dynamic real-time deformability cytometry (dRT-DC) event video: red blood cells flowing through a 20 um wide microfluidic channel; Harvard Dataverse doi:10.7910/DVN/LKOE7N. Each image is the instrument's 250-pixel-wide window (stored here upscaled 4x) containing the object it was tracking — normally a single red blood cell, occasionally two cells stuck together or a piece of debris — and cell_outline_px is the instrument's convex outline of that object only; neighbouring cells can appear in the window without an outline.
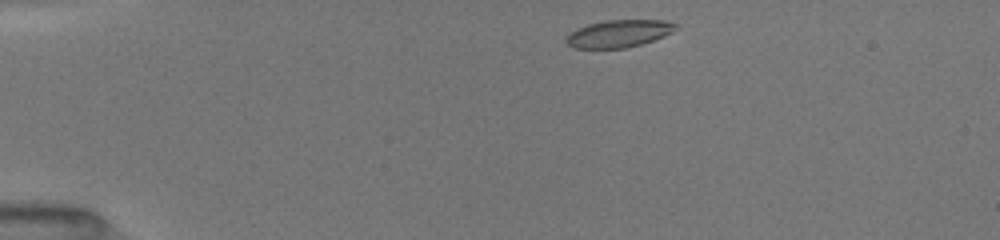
{"species": "common noctule bat (a hibernating species)", "species_latin": "Nyctalus noctula", "temperature_condition": "room temperature", "stored_images_in_passage": 42, "camera_frame_rate_fps": 3000, "um_per_image_px": 0.085, "animal": {"sex": "female", "body_mass_g": 19.5, "forearm_length_mm": 54.1}, "frame": {"image": 1, "passage_image": 1, "time_ms": 0.0, "image_size_px": [1000, 240], "cell_outline_px": [[676, 28], [672, 32], [664, 36], [640, 44], [624, 48], [576, 48], [568, 44], [564, 40], [564, 36], [576, 28], [588, 24], [604, 20], [664, 20], [676, 24]], "centroid_in_image_um": [52.54, 2.85], "position_along_channel_um": 32.5, "area_um2": 17.46}}
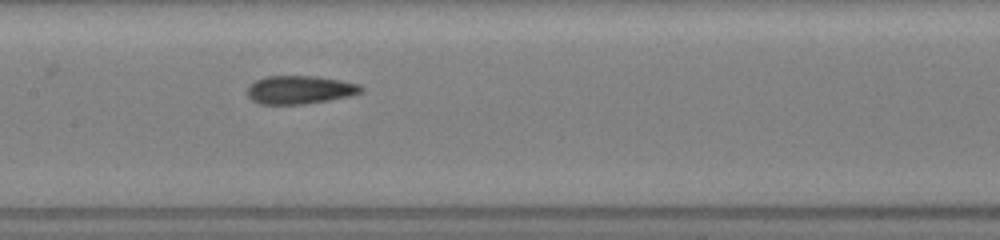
{"frame": {"image": 2, "passage_image": 17, "time_ms": 5.333, "image_size_px": [1000, 240], "cell_outline_px": [[364, 92], [348, 96], [328, 100], [304, 104], [260, 104], [252, 100], [248, 96], [248, 84], [264, 76], [316, 76], [340, 80], [360, 84], [364, 88]], "centroid_in_image_um": [25.49, 7.62], "position_along_channel_um": 181.9, "area_um2": 18.84}}
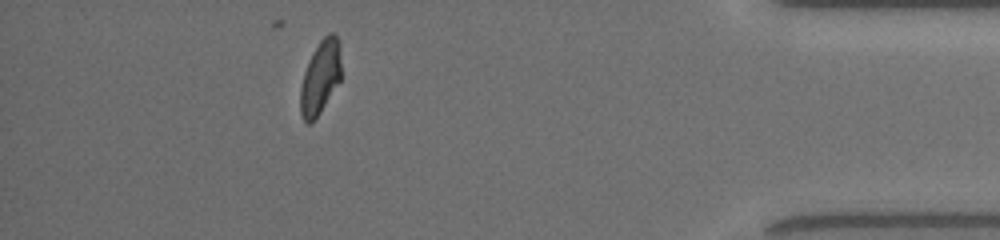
{"frame": {"image": 3, "passage_image": 37, "time_ms": 12.0, "image_size_px": [1000, 240], "cell_outline_px": [[340, 80], [320, 112], [308, 124], [304, 120], [300, 112], [300, 88], [304, 72], [320, 40], [328, 32], [332, 32], [340, 40]], "centroid_in_image_um": [27.23, 6.54], "position_along_channel_um": 408.0, "area_um2": 17.11}, "authors_computed_cell_mechanics": {"area_um2": 18.496, "velocity_mm_per_s": 4.0213, "shape_relaxation_time_tau1_ms": 6.448, "shape_relaxation_time_tau2_ms": 1.5116, "deformation_change_tau1": 0.1894, "deformation_change_tau2": 0.0701}}